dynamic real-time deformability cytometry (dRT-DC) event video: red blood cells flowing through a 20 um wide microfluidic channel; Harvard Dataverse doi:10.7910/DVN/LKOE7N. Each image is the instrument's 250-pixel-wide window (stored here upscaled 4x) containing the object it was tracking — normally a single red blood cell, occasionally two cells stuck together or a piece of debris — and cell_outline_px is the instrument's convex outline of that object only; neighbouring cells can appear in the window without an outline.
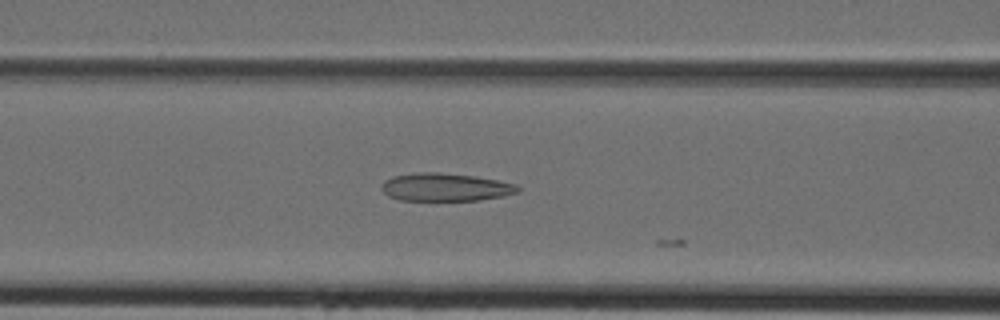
{"species": "Egyptian fruit bat (a non-hibernating species)", "species_latin": "Rousettus aegyptiacus", "temperature_condition": "cold", "stored_images_in_passage": 20, "camera_frame_rate_fps": 3000, "um_per_image_px": 0.085, "animal": {"sex": "female"}, "frame": {"image": 1, "passage_image": 17, "time_ms": 5.333, "image_size_px": [1000, 320], "cell_outline_px": [[520, 188], [516, 192], [504, 196], [480, 200], [400, 200], [388, 196], [380, 188], [380, 184], [384, 180], [392, 176], [420, 172], [440, 172], [472, 176], [496, 180], [516, 184]], "centroid_in_image_um": [37.8, 15.91], "position_along_channel_um": 128.8, "area_um2": 22.14}}